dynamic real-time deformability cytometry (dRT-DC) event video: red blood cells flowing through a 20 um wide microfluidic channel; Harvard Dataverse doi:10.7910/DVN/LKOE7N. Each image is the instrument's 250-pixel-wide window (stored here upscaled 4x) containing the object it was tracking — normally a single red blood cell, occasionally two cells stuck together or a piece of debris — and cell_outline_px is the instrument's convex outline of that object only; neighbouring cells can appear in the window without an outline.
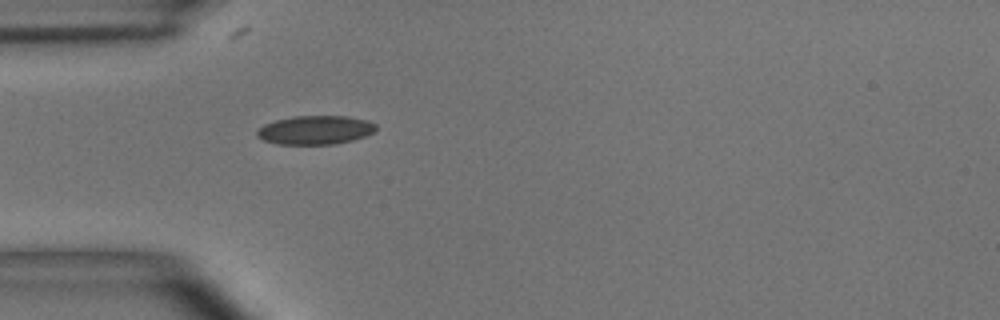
{"species": "common noctule bat (a hibernating species)", "species_latin": "Nyctalus noctula", "temperature_condition": "room temperature", "stored_images_in_passage": 28, "camera_frame_rate_fps": 3000, "um_per_image_px": 0.085, "animal": {"sex": "male", "body_mass_g": 15.6}, "frame": {"image": 1, "passage_image": 1, "time_ms": 0.0, "image_size_px": [1000, 320], "cell_outline_px": [[376, 132], [352, 140], [336, 144], [276, 144], [264, 140], [256, 136], [256, 132], [264, 124], [276, 120], [292, 116], [344, 116], [368, 120], [376, 124]], "centroid_in_image_um": [26.81, 11.05], "position_along_channel_um": 58.2, "area_um2": 20.0}}
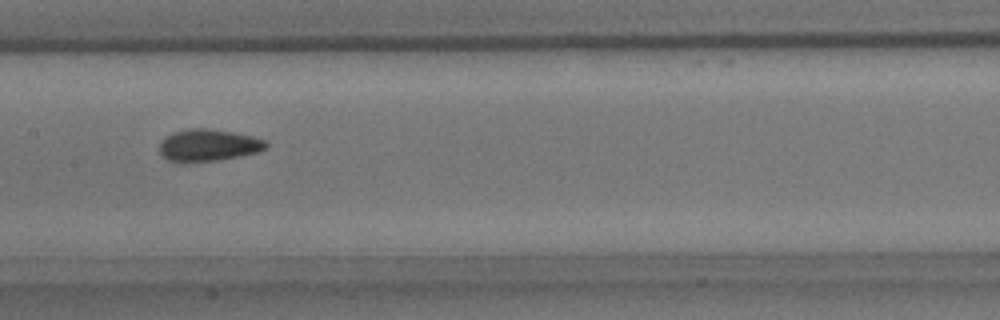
{"frame": {"image": 2, "passage_image": 12, "time_ms": 3.667, "image_size_px": [1000, 320], "cell_outline_px": [[268, 148], [256, 152], [240, 156], [216, 160], [168, 160], [160, 152], [160, 144], [172, 132], [188, 128], [208, 128], [232, 132], [252, 136], [268, 140]], "centroid_in_image_um": [17.79, 12.3], "position_along_channel_um": 189.6, "area_um2": 19.36}}
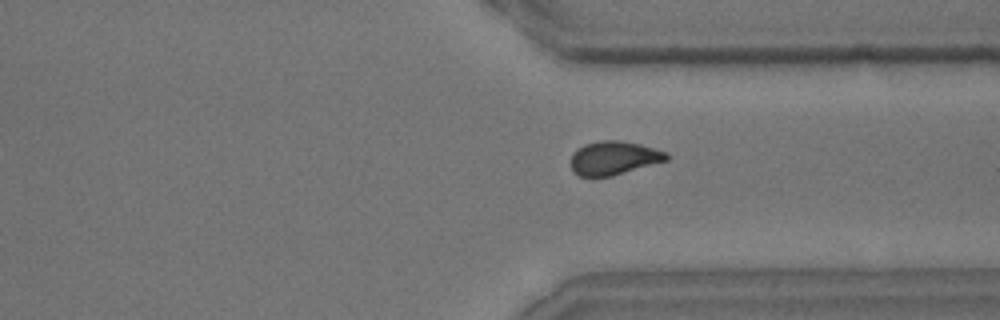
{"frame": {"image": 3, "passage_image": 26, "time_ms": 8.333, "image_size_px": [1000, 320], "cell_outline_px": [[668, 160], [612, 176], [580, 176], [572, 172], [572, 152], [584, 144], [600, 140], [620, 140], [640, 144], [668, 152]], "centroid_in_image_um": [52.18, 13.42], "position_along_channel_um": 359.2, "area_um2": 18.79}, "authors_computed_cell_mechanics": {"area_um2": 19.1607, "velocity_mm_per_s": 3.6391, "shape_relaxation_time_tau1_ms": 4.8946, "shape_relaxation_time_tau2_ms": 1.8441, "deformation_change_tau1": 0.1167, "deformation_change_tau2": 0.0666}}